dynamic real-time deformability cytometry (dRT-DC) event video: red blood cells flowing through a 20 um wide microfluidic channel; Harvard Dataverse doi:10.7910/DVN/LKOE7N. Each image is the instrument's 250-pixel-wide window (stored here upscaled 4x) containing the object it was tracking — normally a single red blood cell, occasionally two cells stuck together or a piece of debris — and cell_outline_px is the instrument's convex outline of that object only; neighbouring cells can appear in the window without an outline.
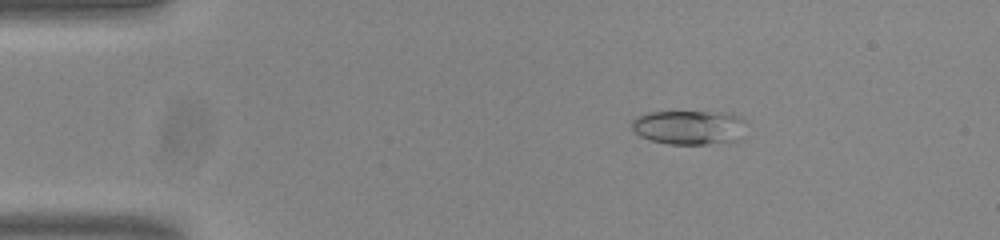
{"species": "common noctule bat (a hibernating species)", "species_latin": "Nyctalus noctula", "temperature_condition": "room temperature", "stored_images_in_passage": 48, "camera_frame_rate_fps": 3000, "um_per_image_px": 0.085, "animal": {"sex": "male", "body_mass_g": 20.0, "forearm_length_mm": 53.3}, "frame": {"image": 1, "passage_image": 4, "time_ms": 1.0, "image_size_px": [1000, 240], "cell_outline_px": [[748, 124], [740, 140], [728, 144], [668, 144], [652, 140], [640, 136], [632, 128], [632, 120], [636, 116], [648, 112], [732, 112], [748, 120]], "centroid_in_image_um": [58.71, 10.83], "position_along_channel_um": 26.3, "area_um2": 23.7}}
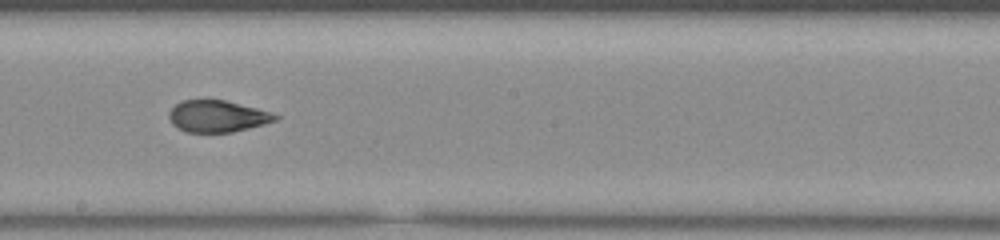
{"frame": {"image": 2, "passage_image": 25, "time_ms": 8.0, "image_size_px": [1000, 240], "cell_outline_px": [[280, 116], [276, 120], [264, 124], [232, 132], [188, 132], [172, 124], [168, 116], [168, 112], [180, 100], [224, 100], [272, 112]], "centroid_in_image_um": [18.47, 9.88], "position_along_channel_um": 229.7, "area_um2": 19.48}}
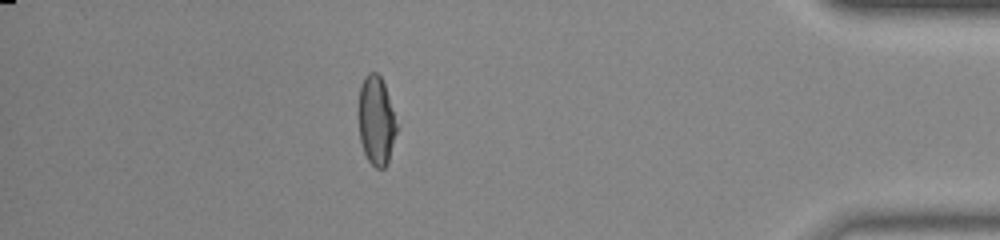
{"frame": {"image": 3, "passage_image": 42, "time_ms": 13.667, "image_size_px": [1000, 240], "cell_outline_px": [[396, 132], [388, 164], [384, 168], [376, 168], [368, 160], [364, 152], [360, 140], [360, 84], [364, 76], [368, 72], [376, 72], [380, 76], [384, 84], [396, 124]], "centroid_in_image_um": [31.98, 10.27], "position_along_channel_um": 403.2, "area_um2": 19.19}, "authors_computed_cell_mechanics": {"area_um2": 20.4901, "velocity_mm_per_s": 3.8392, "shape_relaxation_time_tau1_ms": null, "shape_relaxation_time_tau2_ms": 1.544, "deformation_change_tau1": null, "deformation_change_tau2": 0.0827}}